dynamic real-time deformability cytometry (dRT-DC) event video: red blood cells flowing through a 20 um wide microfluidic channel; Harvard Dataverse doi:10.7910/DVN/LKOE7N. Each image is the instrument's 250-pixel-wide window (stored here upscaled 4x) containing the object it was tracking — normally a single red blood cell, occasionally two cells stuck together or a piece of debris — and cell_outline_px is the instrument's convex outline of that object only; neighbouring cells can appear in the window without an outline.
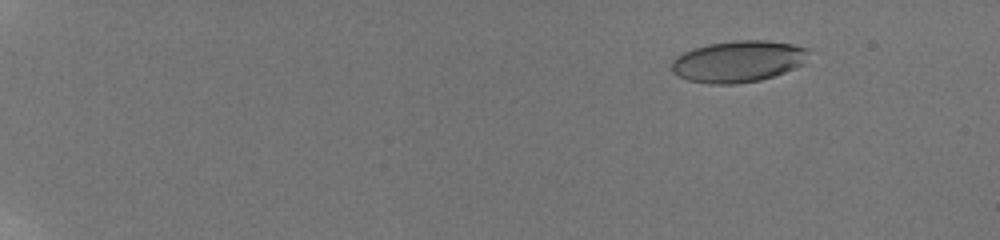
{"species": "human", "species_latin": "Homo sapiens", "temperature_condition": "room temperature", "stored_images_in_passage": 80, "camera_frame_rate_fps": 3000, "um_per_image_px": 0.085, "donor": {"sex": "male"}, "frame": {"image": 1, "passage_image": 12, "time_ms": 3.0, "image_size_px": [1000, 240], "cell_outline_px": [[808, 52], [804, 64], [796, 68], [760, 80], [736, 84], [712, 84], [688, 80], [676, 76], [672, 72], [672, 60], [676, 56], [692, 48], [708, 44], [732, 40], [764, 40], [792, 44], [808, 48]], "centroid_in_image_um": [62.72, 5.22], "position_along_channel_um": 22.3, "area_um2": 33.29}}
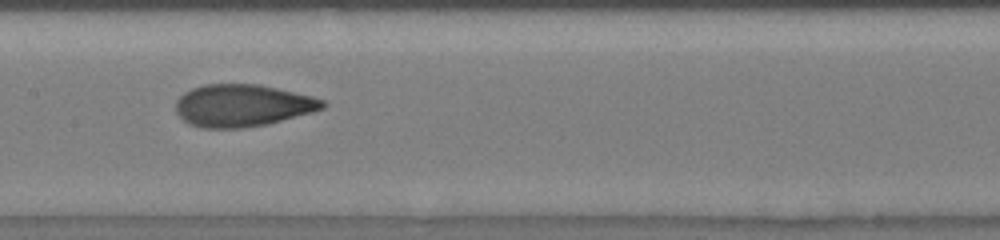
{"frame": {"image": 2, "passage_image": 55, "time_ms": 11.667, "image_size_px": [1000, 240], "cell_outline_px": [[328, 104], [324, 108], [312, 112], [268, 124], [244, 128], [204, 128], [188, 124], [176, 112], [176, 100], [184, 92], [192, 88], [204, 84], [260, 84], [312, 96], [324, 100]], "centroid_in_image_um": [20.61, 8.97], "position_along_channel_um": 186.8, "area_um2": 36.3}}
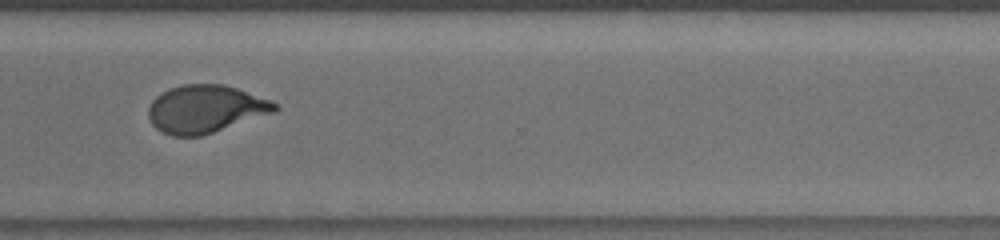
{"frame": {"image": 3, "passage_image": 79, "time_ms": 16.0, "image_size_px": [1000, 240], "cell_outline_px": [[280, 108], [276, 112], [200, 136], [172, 136], [160, 132], [152, 124], [148, 116], [148, 108], [152, 100], [160, 92], [168, 88], [184, 84], [224, 84], [272, 100]], "centroid_in_image_um": [17.45, 9.26], "position_along_channel_um": 353.2, "area_um2": 35.37}}